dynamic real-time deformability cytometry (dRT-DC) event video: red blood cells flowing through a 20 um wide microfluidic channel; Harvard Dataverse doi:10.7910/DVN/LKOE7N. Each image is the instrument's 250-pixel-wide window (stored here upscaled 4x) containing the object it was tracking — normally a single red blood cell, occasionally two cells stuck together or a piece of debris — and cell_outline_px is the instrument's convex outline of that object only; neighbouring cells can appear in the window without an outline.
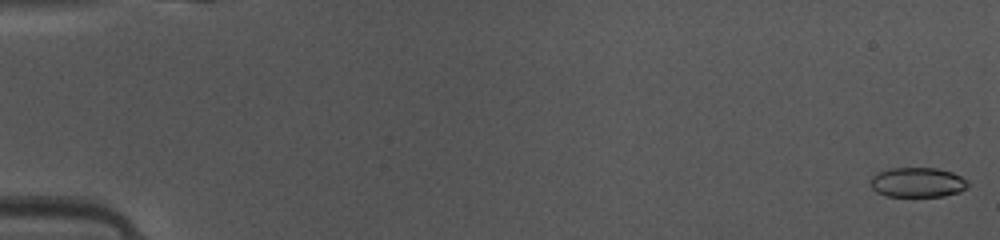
{"species": "common noctule bat (a hibernating species)", "species_latin": "Nyctalus noctula", "temperature_condition": "warm", "stored_images_in_passage": 49, "camera_frame_rate_fps": 3000, "um_per_image_px": 0.085, "animal": {"sex": "female", "body_mass_g": 10.0, "forearm_length_mm": 53.1}, "frame": {"image": 1, "passage_image": 1, "time_ms": 0.0, "image_size_px": [1000, 240], "cell_outline_px": [[968, 188], [960, 192], [944, 196], [888, 196], [876, 192], [872, 188], [872, 176], [876, 172], [888, 168], [936, 168], [952, 172], [968, 180]], "centroid_in_image_um": [78.01, 15.5], "position_along_channel_um": 7.0, "area_um2": 16.99}}
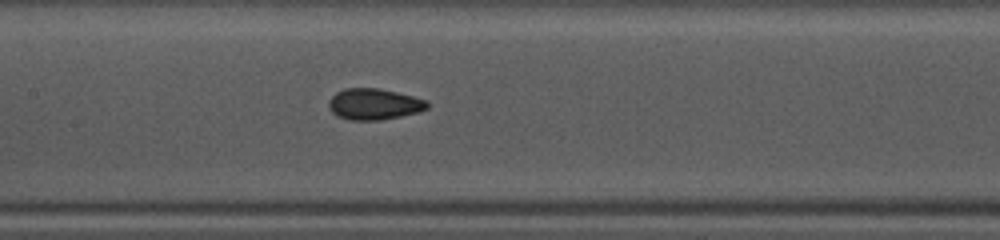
{"frame": {"image": 2, "passage_image": 24, "time_ms": 7.667, "image_size_px": [1000, 240], "cell_outline_px": [[428, 108], [420, 112], [380, 120], [352, 120], [340, 116], [332, 112], [328, 108], [328, 100], [336, 92], [344, 88], [376, 88], [396, 92], [428, 100]], "centroid_in_image_um": [31.8, 8.84], "position_along_channel_um": 175.6, "area_um2": 17.86}}
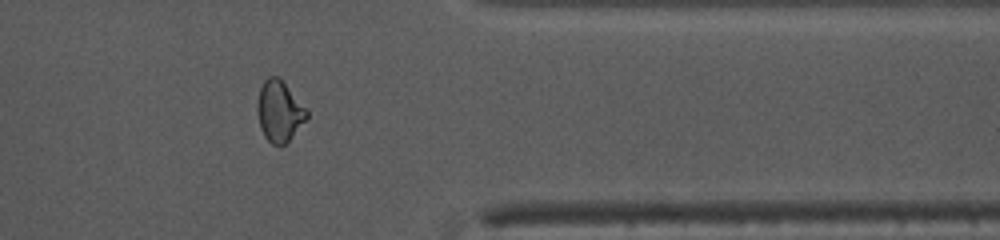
{"frame": {"image": 3, "passage_image": 40, "time_ms": 13.0, "image_size_px": [1000, 240], "cell_outline_px": [[308, 116], [288, 140], [280, 148], [272, 144], [264, 136], [260, 128], [256, 112], [256, 108], [260, 88], [264, 80], [268, 76], [276, 76], [284, 84], [308, 112]], "centroid_in_image_um": [23.68, 9.49], "position_along_channel_um": 387.7, "area_um2": 17.11}, "authors_computed_cell_mechanics": {"area_um2": 17.4556, "velocity_mm_per_s": 4.1564, "shape_relaxation_time_tau1_ms": 7.832, "shape_relaxation_time_tau2_ms": null, "deformation_change_tau1": 0.1523, "deformation_change_tau2": null}}